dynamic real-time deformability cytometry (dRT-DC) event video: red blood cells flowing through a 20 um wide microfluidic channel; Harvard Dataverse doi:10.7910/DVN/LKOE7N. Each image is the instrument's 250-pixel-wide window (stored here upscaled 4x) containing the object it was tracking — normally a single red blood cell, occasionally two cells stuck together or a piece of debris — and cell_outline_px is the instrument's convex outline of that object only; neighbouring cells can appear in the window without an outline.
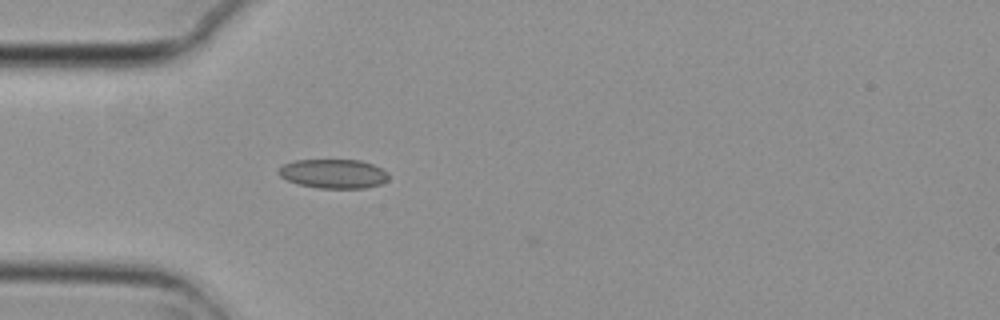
{"species": "common noctule bat (a hibernating species)", "species_latin": "Nyctalus noctula", "temperature_condition": "cold", "stored_images_in_passage": 1, "camera_frame_rate_fps": 3000, "um_per_image_px": 0.085, "animal": {"sex": "female", "body_mass_g": 29.2, "forearm_length_mm": 56.3}, "frame": {"image": 1, "passage_image": 1, "time_ms": 0.0, "image_size_px": [1000, 320], "cell_outline_px": [[388, 180], [380, 184], [364, 188], [320, 188], [300, 184], [288, 180], [280, 176], [276, 172], [284, 164], [296, 160], [360, 160], [372, 164], [388, 172]], "centroid_in_image_um": [28.35, 14.76], "position_along_channel_um": 56.6, "area_um2": 18.55}}